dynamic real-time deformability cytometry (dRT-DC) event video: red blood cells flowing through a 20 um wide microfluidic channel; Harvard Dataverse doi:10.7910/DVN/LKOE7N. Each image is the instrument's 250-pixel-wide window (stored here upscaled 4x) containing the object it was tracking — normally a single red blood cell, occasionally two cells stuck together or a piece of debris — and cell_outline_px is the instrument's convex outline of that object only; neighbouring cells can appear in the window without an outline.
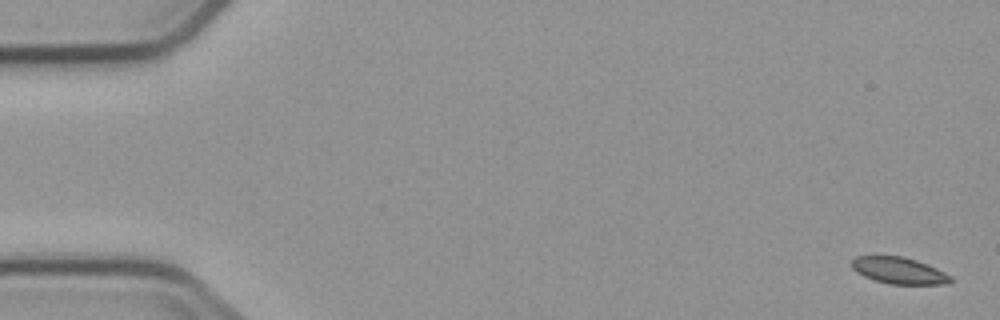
{"species": "common noctule bat (a hibernating species)", "species_latin": "Nyctalus noctula", "temperature_condition": "cold", "stored_images_in_passage": 7, "camera_frame_rate_fps": 3000, "um_per_image_px": 0.085, "animal": {"sex": "male", "body_mass_g": 23.1, "forearm_length_mm": 52.7}, "frame": {"image": 1, "passage_image": 1, "time_ms": 0.0, "image_size_px": [1000, 320], "cell_outline_px": [[952, 280], [944, 284], [892, 284], [872, 280], [856, 272], [852, 268], [852, 260], [856, 256], [904, 256], [916, 260], [936, 268], [952, 276]], "centroid_in_image_um": [76.39, 22.99], "position_along_channel_um": 8.6, "area_um2": 15.26}}
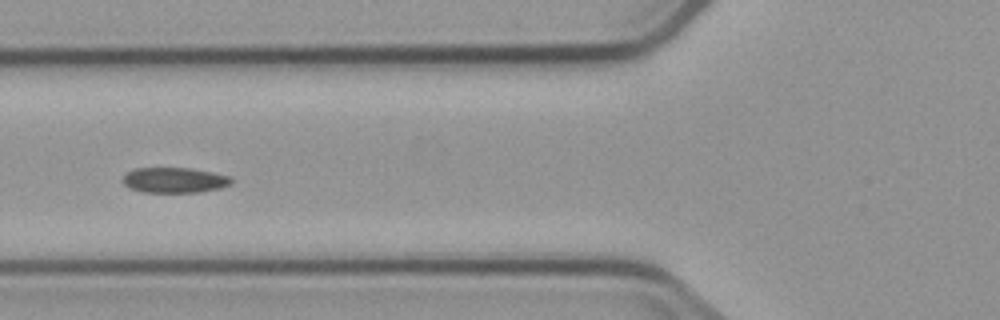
{"frame": {"image": 2, "passage_image": 6, "time_ms": 6.667, "image_size_px": [1000, 320], "cell_outline_px": [[232, 184], [220, 188], [200, 192], [144, 192], [128, 188], [120, 180], [128, 172], [136, 168], [188, 168], [212, 172], [232, 176]], "centroid_in_image_um": [14.83, 15.31], "position_along_channel_um": 111.0, "area_um2": 16.13}}
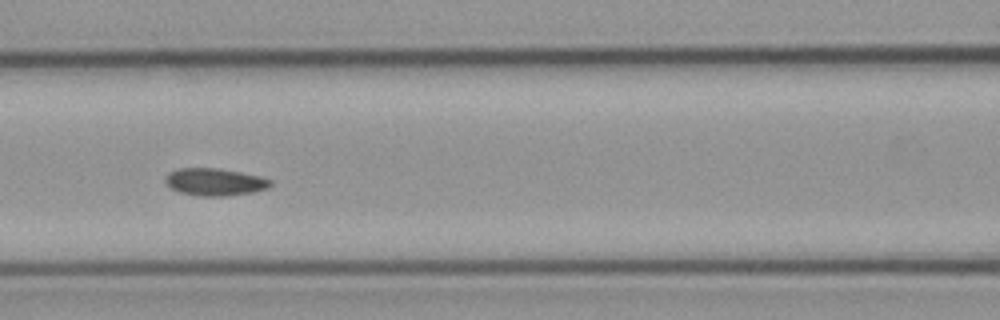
{"frame": {"image": 3, "passage_image": 7, "time_ms": 7.667, "image_size_px": [1000, 320], "cell_outline_px": [[272, 184], [268, 188], [252, 192], [228, 196], [200, 196], [180, 192], [172, 188], [164, 180], [172, 172], [180, 168], [216, 168], [240, 172], [260, 176], [272, 180]], "centroid_in_image_um": [18.31, 15.47], "position_along_channel_um": 148.3, "area_um2": 16.53}}